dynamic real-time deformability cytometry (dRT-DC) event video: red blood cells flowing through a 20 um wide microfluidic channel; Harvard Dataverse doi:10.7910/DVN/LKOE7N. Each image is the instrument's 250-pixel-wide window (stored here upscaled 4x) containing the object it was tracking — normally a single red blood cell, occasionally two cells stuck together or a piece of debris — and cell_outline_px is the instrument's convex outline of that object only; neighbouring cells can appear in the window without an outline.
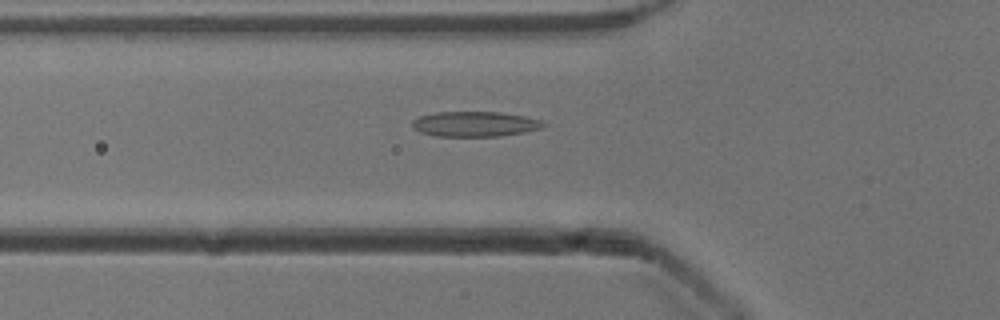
{"species": "common noctule bat (a hibernating species)", "species_latin": "Nyctalus noctula", "temperature_condition": "cold", "stored_images_in_passage": 53, "camera_frame_rate_fps": 3000, "um_per_image_px": 0.085, "animal": {"sex": "male", "body_mass_g": 13.3}, "frame": {"image": 1, "passage_image": 19, "time_ms": 6.0, "image_size_px": [1000, 320], "cell_outline_px": [[548, 124], [540, 128], [524, 132], [500, 136], [436, 136], [420, 132], [412, 128], [412, 120], [420, 116], [436, 112], [500, 112], [524, 116], [540, 120]], "centroid_in_image_um": [40.35, 10.54], "position_along_channel_um": 85.5, "area_um2": 19.19}}
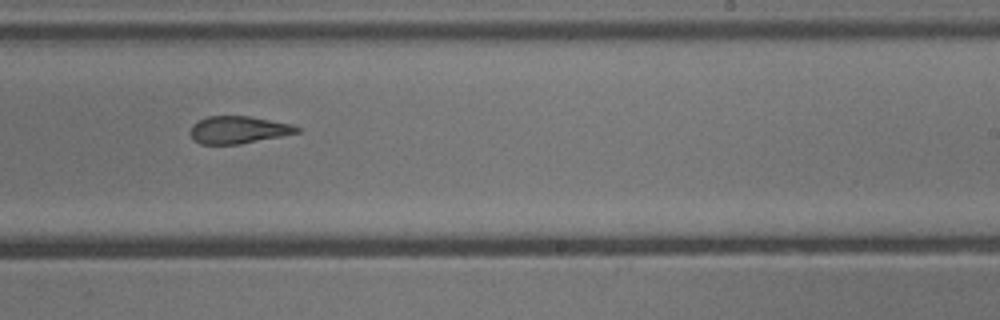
{"frame": {"image": 2, "passage_image": 33, "time_ms": 10.667, "image_size_px": [1000, 320], "cell_outline_px": [[300, 132], [240, 144], [200, 144], [192, 140], [192, 124], [196, 120], [208, 116], [248, 116], [292, 124], [300, 128]], "centroid_in_image_um": [20.24, 11.03], "position_along_channel_um": 268.8, "area_um2": 16.94}}
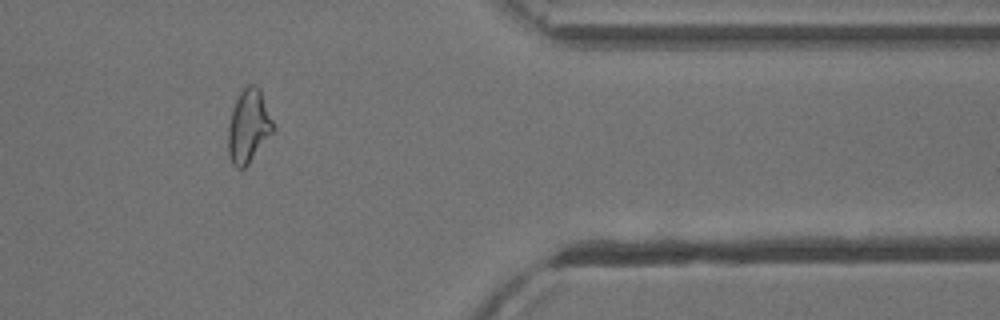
{"frame": {"image": 3, "passage_image": 44, "time_ms": 14.333, "image_size_px": [1000, 320], "cell_outline_px": [[276, 128], [248, 164], [244, 168], [236, 168], [232, 164], [228, 156], [228, 128], [232, 108], [240, 92], [248, 84], [256, 84], [260, 88]], "centroid_in_image_um": [21.13, 10.72], "position_along_channel_um": 390.3, "area_um2": 19.36}, "authors_computed_cell_mechanics": {"area_um2": 19.1896, "velocity_mm_per_s": 3.914, "shape_relaxation_time_tau1_ms": null, "shape_relaxation_time_tau2_ms": 2.6579, "deformation_change_tau1": null, "deformation_change_tau2": 0.1246}}